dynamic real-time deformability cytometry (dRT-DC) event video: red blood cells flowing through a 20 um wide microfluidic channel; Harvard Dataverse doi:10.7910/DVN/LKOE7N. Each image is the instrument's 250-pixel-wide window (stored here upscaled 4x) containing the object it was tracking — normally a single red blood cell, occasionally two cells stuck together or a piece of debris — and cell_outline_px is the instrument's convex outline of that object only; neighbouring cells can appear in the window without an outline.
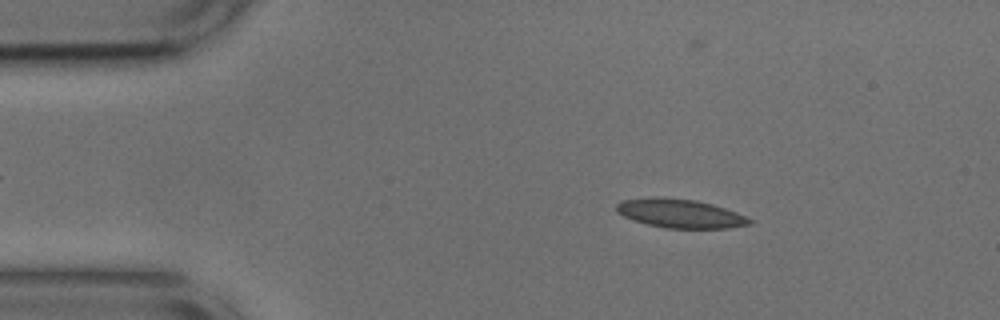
{"species": "common noctule bat (a hibernating species)", "species_latin": "Nyctalus noctula", "temperature_condition": "cold", "stored_images_in_passage": 52, "camera_frame_rate_fps": 3000, "um_per_image_px": 0.085, "animal": {"sex": "male", "body_mass_g": 17.9, "forearm_length_mm": 54.2}, "frame": {"image": 1, "passage_image": 7, "time_ms": 2.0, "image_size_px": [1000, 320], "cell_outline_px": [[756, 220], [752, 224], [728, 228], [664, 228], [632, 220], [616, 212], [616, 204], [620, 200], [652, 196], [664, 196], [696, 200], [712, 204], [736, 212]], "centroid_in_image_um": [57.8, 18.13], "position_along_channel_um": 27.2, "area_um2": 22.77}}
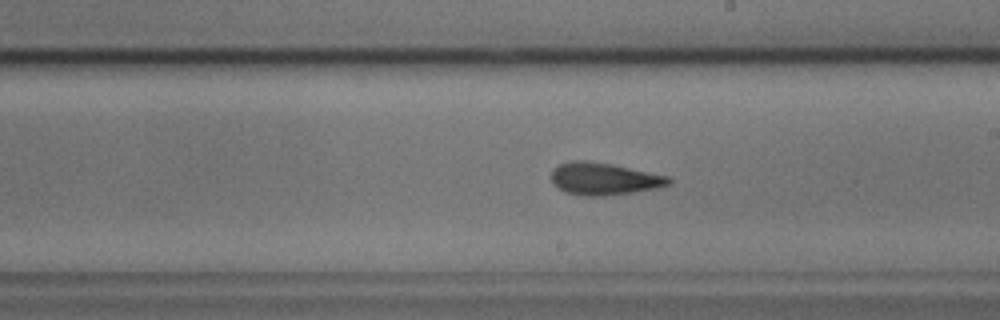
{"frame": {"image": 2, "passage_image": 28, "time_ms": 9.0, "image_size_px": [1000, 320], "cell_outline_px": [[672, 184], [660, 188], [604, 196], [580, 196], [564, 192], [552, 184], [552, 168], [560, 164], [572, 160], [588, 160], [612, 164], [668, 176], [672, 180]], "centroid_in_image_um": [51.33, 15.2], "position_along_channel_um": 237.7, "area_um2": 22.37}}
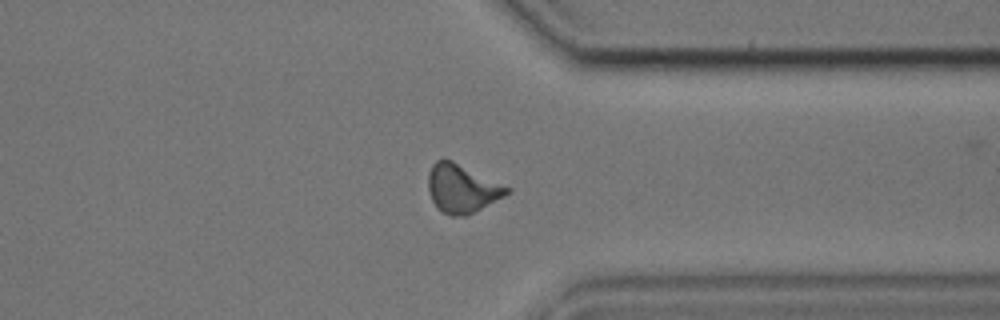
{"frame": {"image": 3, "passage_image": 39, "time_ms": 12.667, "image_size_px": [1000, 320], "cell_outline_px": [[512, 192], [468, 216], [452, 216], [436, 208], [432, 200], [428, 188], [428, 172], [432, 164], [436, 160], [444, 156], [512, 188]], "centroid_in_image_um": [39.27, 16.0], "position_along_channel_um": 372.1, "area_um2": 22.66}, "authors_computed_cell_mechanics": {"area_um2": 21.675, "velocity_mm_per_s": 3.7497, "shape_relaxation_time_tau1_ms": 4.7207, "shape_relaxation_time_tau2_ms": 2.7159, "deformation_change_tau1": 0.1209, "deformation_change_tau2": 0.0983}}